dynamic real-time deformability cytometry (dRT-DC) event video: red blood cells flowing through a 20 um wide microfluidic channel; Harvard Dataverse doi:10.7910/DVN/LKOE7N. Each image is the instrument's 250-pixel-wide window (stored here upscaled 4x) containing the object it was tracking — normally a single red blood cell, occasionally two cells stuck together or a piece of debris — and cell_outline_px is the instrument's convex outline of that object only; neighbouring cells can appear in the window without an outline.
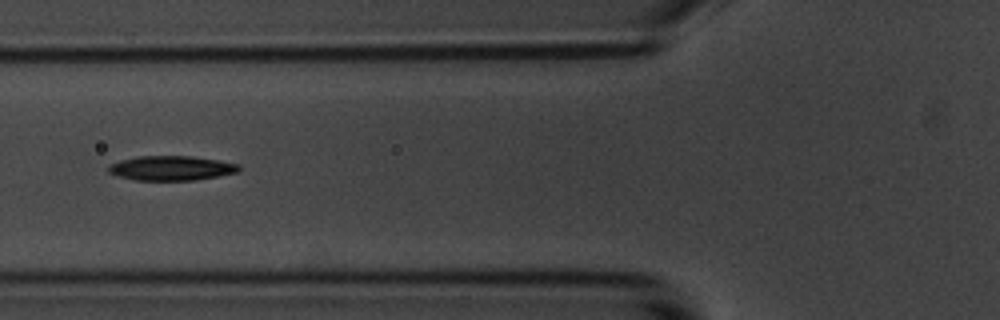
{"species": "common noctule bat (a hibernating species)", "species_latin": "Nyctalus noctula", "temperature_condition": "room temperature", "stored_images_in_passage": 39, "camera_frame_rate_fps": 3000, "um_per_image_px": 0.085, "animal": {"sex": "male", "body_mass_g": 20.1, "forearm_length_mm": 53.5}, "frame": {"image": 1, "passage_image": 6, "time_ms": 1.667, "image_size_px": [1000, 320], "cell_outline_px": [[240, 168], [236, 172], [196, 180], [136, 180], [120, 176], [108, 172], [108, 164], [120, 160], [140, 156], [192, 156], [240, 164]], "centroid_in_image_um": [14.53, 14.28], "position_along_channel_um": 111.3, "area_um2": 18.5}}
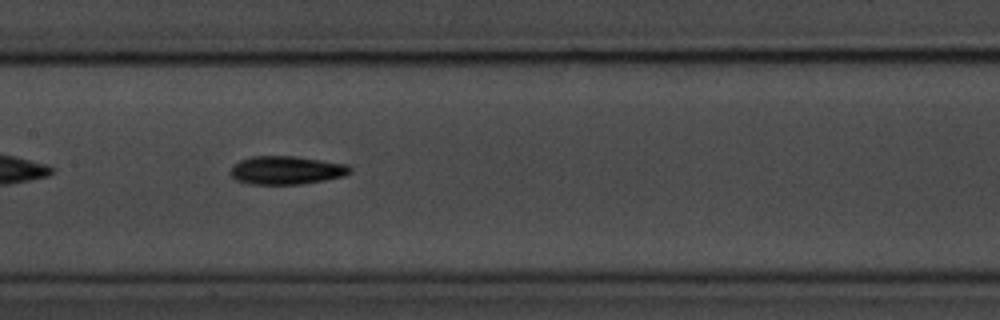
{"frame": {"image": 2, "passage_image": 12, "time_ms": 3.667, "image_size_px": [1000, 320], "cell_outline_px": [[352, 172], [344, 176], [324, 180], [300, 184], [248, 184], [236, 180], [228, 172], [232, 164], [240, 160], [252, 156], [296, 156], [348, 164], [352, 168]], "centroid_in_image_um": [24.32, 14.46], "position_along_channel_um": 183.1, "area_um2": 20.0}}